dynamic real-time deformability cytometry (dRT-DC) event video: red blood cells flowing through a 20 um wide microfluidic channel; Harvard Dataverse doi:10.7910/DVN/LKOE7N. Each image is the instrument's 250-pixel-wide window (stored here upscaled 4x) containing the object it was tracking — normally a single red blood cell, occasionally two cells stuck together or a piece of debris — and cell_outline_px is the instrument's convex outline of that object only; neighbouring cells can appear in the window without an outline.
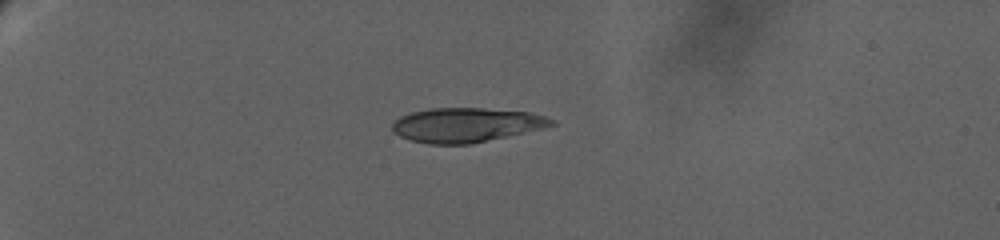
{"species": "human", "species_latin": "Homo sapiens", "temperature_condition": "warm", "stored_images_in_passage": 60, "camera_frame_rate_fps": 3000, "um_per_image_px": 0.085, "donor": {"sex": "female"}, "frame": {"image": 1, "passage_image": 1, "time_ms": 0.0, "image_size_px": [1000, 240], "cell_outline_px": [[556, 124], [540, 128], [472, 144], [428, 144], [408, 140], [392, 132], [392, 124], [400, 116], [412, 112], [432, 108], [484, 108], [528, 112], [544, 116], [556, 120]], "centroid_in_image_um": [39.58, 10.62], "position_along_channel_um": 45.4, "area_um2": 31.73}}
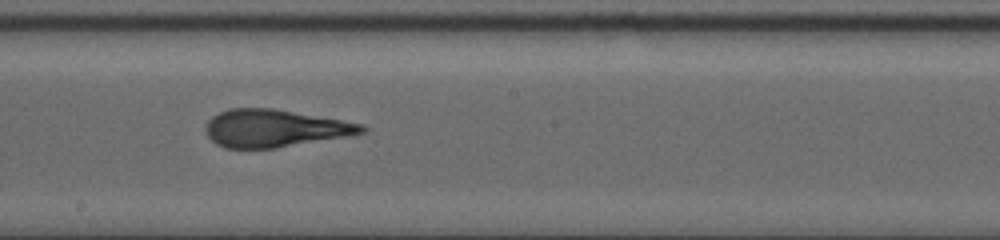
{"frame": {"image": 2, "passage_image": 27, "time_ms": 8.333, "image_size_px": [1000, 240], "cell_outline_px": [[368, 128], [364, 132], [344, 136], [272, 148], [224, 148], [216, 144], [208, 136], [204, 128], [208, 120], [212, 116], [228, 108], [272, 108], [364, 124]], "centroid_in_image_um": [23.28, 10.89], "position_along_channel_um": 224.9, "area_um2": 33.64}}
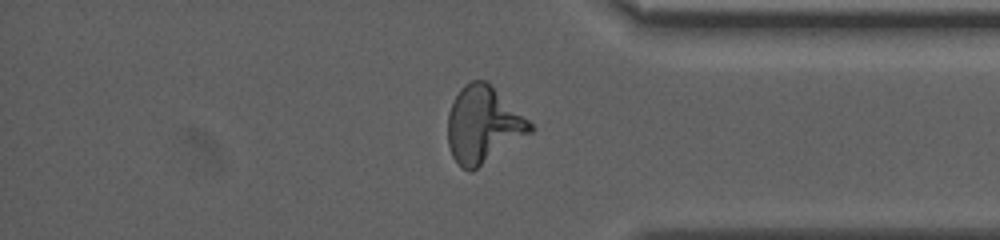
{"frame": {"image": 3, "passage_image": 48, "time_ms": 14.333, "image_size_px": [1000, 240], "cell_outline_px": [[536, 128], [532, 132], [472, 172], [460, 168], [452, 156], [448, 144], [448, 112], [460, 88], [464, 84], [472, 80], [484, 80], [528, 120]], "centroid_in_image_um": [41.04, 10.65], "position_along_channel_um": 394.2, "area_um2": 36.3}, "authors_computed_cell_mechanics": {"area_um2": 34.5933, "velocity_mm_per_s": 2.9185, "shape_relaxation_time_tau1_ms": null, "shape_relaxation_time_tau2_ms": 1.3569, "deformation_change_tau1": null, "deformation_change_tau2": 0.099}}